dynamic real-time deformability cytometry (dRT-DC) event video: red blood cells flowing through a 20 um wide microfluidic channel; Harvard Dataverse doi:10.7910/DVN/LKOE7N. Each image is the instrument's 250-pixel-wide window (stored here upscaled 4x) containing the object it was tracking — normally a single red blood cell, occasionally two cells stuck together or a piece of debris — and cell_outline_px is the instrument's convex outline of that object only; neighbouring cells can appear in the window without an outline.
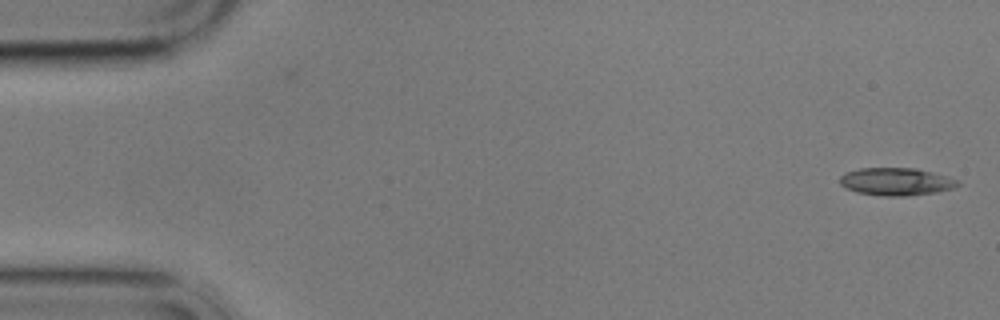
{"species": "common noctule bat (a hibernating species)", "species_latin": "Nyctalus noctula", "temperature_condition": "cold", "stored_images_in_passage": 4, "camera_frame_rate_fps": 3000, "um_per_image_px": 0.085, "animal": {"sex": "male", "body_mass_g": 17.9}, "frame": {"image": 1, "passage_image": 1, "time_ms": 0.0, "image_size_px": [1000, 320], "cell_outline_px": [[960, 184], [956, 188], [936, 192], [904, 196], [880, 196], [856, 192], [844, 188], [840, 184], [840, 176], [844, 172], [860, 168], [916, 168], [948, 176], [960, 180]], "centroid_in_image_um": [76.18, 15.44], "position_along_channel_um": 8.8, "area_um2": 19.31}}
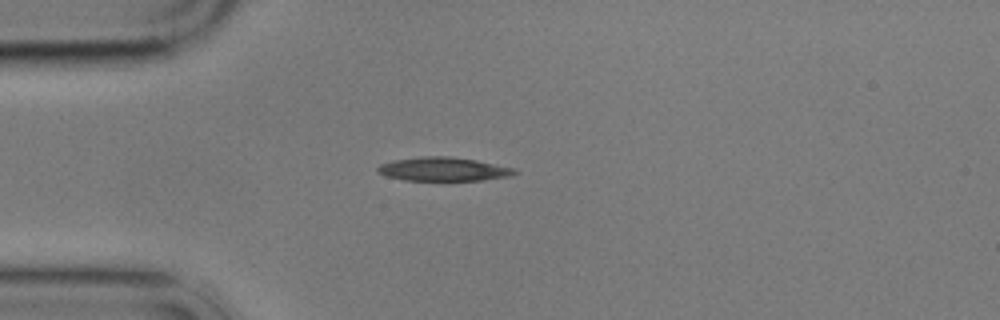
{"frame": {"image": 2, "passage_image": 4, "time_ms": 4.333, "image_size_px": [1000, 320], "cell_outline_px": [[520, 172], [512, 176], [484, 180], [404, 180], [384, 176], [376, 172], [376, 168], [380, 164], [392, 160], [424, 156], [448, 156], [476, 160], [516, 168]], "centroid_in_image_um": [37.7, 14.38], "position_along_channel_um": 47.3, "area_um2": 19.19}}